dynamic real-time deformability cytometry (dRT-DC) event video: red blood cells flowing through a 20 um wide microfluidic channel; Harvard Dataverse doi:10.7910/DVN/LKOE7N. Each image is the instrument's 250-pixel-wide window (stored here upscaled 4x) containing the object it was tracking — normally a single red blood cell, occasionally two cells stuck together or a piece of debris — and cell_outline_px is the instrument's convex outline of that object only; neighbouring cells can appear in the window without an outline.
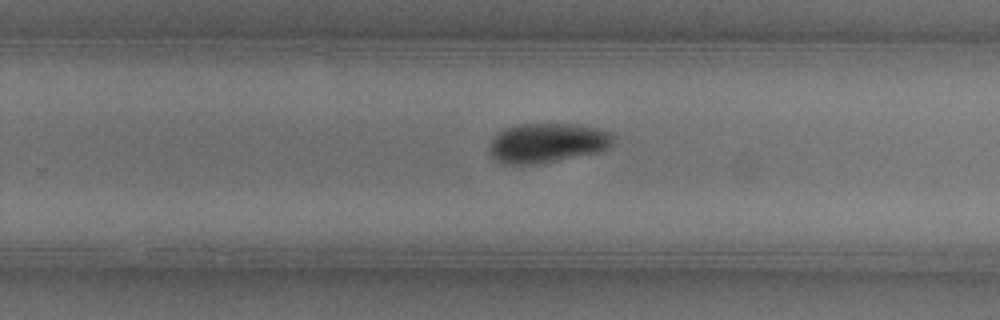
{"species": "common noctule bat (a hibernating species)", "species_latin": "Nyctalus noctula", "temperature_condition": "warm", "stored_images_in_passage": 49, "camera_frame_rate_fps": 3000, "um_per_image_px": 0.085, "animal": {"sex": "female"}, "frame": {"image": 1, "passage_image": 33, "time_ms": 10.667, "image_size_px": [1000, 320], "cell_outline_px": [[616, 136], [612, 144], [608, 148], [596, 152], [544, 164], [504, 164], [496, 160], [492, 156], [488, 148], [492, 140], [504, 128], [520, 124], [580, 124], [612, 132]], "centroid_in_image_um": [46.55, 12.15], "position_along_channel_um": 283.3, "area_um2": 28.78}}
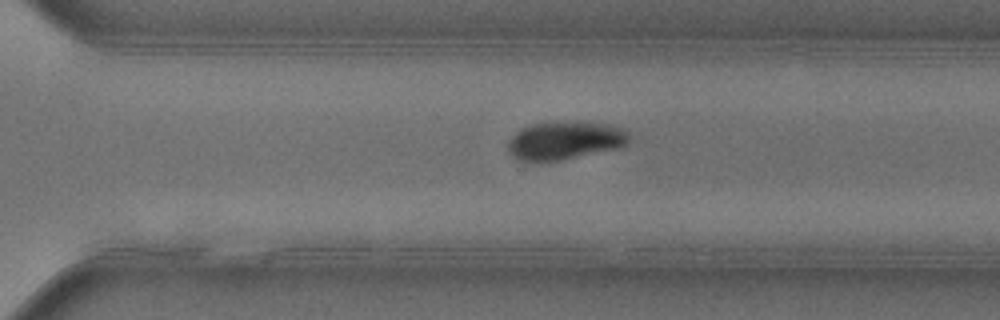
{"frame": {"image": 2, "passage_image": 36, "time_ms": 11.667, "image_size_px": [1000, 320], "cell_outline_px": [[628, 140], [620, 148], [540, 164], [520, 160], [512, 156], [508, 152], [508, 140], [516, 132], [532, 124], [560, 120], [580, 120], [608, 124], [624, 128], [628, 132]], "centroid_in_image_um": [47.99, 11.93], "position_along_channel_um": 322.6, "area_um2": 27.8}}
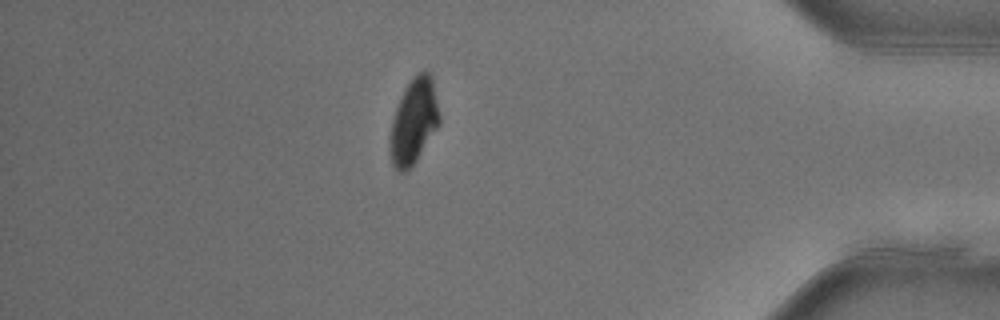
{"frame": {"image": 3, "passage_image": 45, "time_ms": 14.667, "image_size_px": [1000, 320], "cell_outline_px": [[440, 124], [416, 160], [404, 172], [396, 172], [392, 164], [388, 144], [388, 140], [392, 120], [396, 108], [404, 88], [420, 72], [428, 72], [432, 76], [440, 116]], "centroid_in_image_um": [35.15, 10.35], "position_along_channel_um": 400.0, "area_um2": 24.45}}